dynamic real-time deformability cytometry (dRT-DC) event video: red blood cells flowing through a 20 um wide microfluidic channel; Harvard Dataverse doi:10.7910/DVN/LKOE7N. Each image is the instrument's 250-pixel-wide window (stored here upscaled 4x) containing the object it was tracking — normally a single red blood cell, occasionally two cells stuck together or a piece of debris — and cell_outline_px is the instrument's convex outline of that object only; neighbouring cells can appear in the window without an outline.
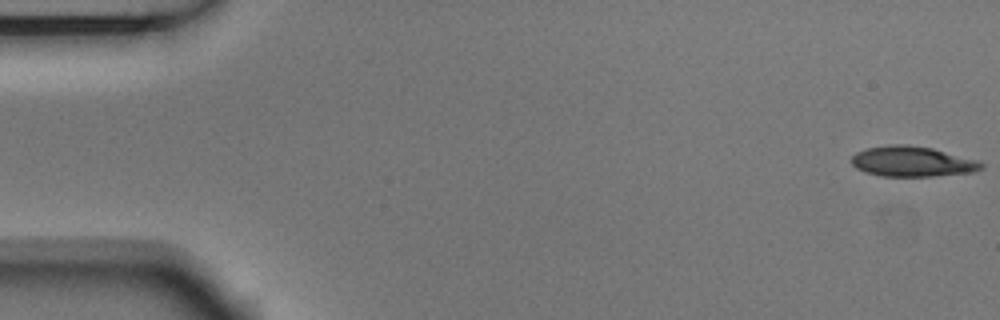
{"species": "Egyptian fruit bat (a non-hibernating species)", "species_latin": "Rousettus aegyptiacus", "temperature_condition": "room temperature", "stored_images_in_passage": 53, "camera_frame_rate_fps": 3000, "um_per_image_px": 0.085, "animal": {"sex": "male"}, "frame": {"image": 1, "passage_image": 1, "time_ms": 0.0, "image_size_px": [1000, 320], "cell_outline_px": [[984, 168], [972, 172], [932, 176], [880, 176], [856, 168], [852, 164], [852, 156], [856, 152], [868, 148], [888, 144], [908, 144], [932, 148], [976, 160], [984, 164]], "centroid_in_image_um": [77.53, 13.72], "position_along_channel_um": 7.5, "area_um2": 22.77}}
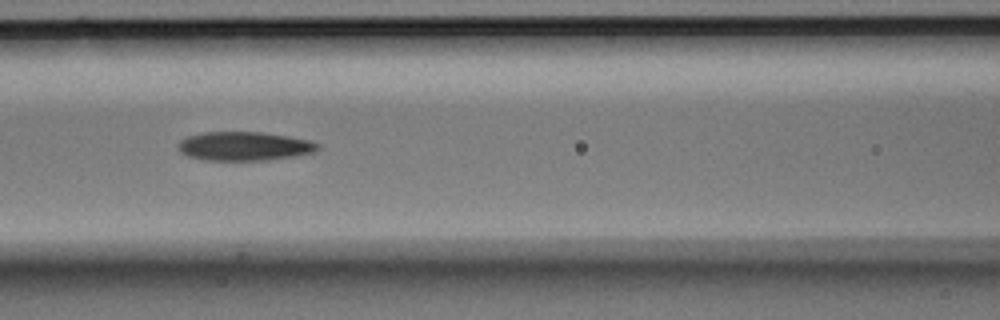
{"frame": {"image": 2, "passage_image": 23, "time_ms": 7.333, "image_size_px": [1000, 320], "cell_outline_px": [[320, 148], [312, 152], [296, 156], [268, 160], [204, 160], [188, 156], [180, 152], [180, 140], [188, 136], [204, 132], [260, 132], [288, 136], [308, 140], [320, 144]], "centroid_in_image_um": [20.78, 12.43], "position_along_channel_um": 145.8, "area_um2": 23.35}}
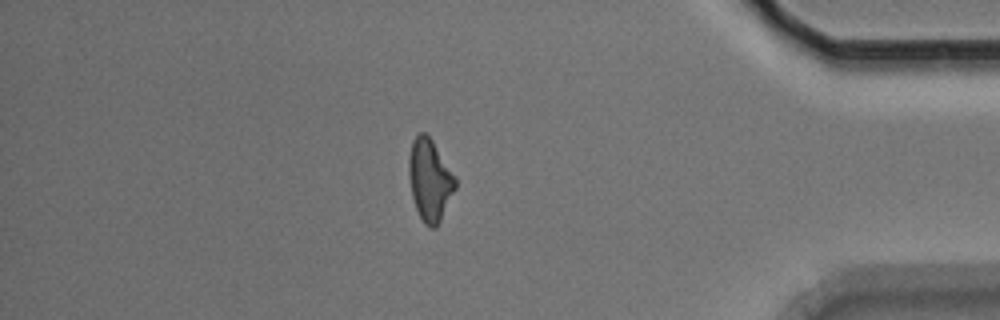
{"frame": {"image": 3, "passage_image": 46, "time_ms": 15.0, "image_size_px": [1000, 320], "cell_outline_px": [[456, 188], [436, 228], [428, 228], [424, 224], [416, 208], [412, 196], [408, 172], [408, 160], [412, 140], [420, 132], [424, 132], [432, 140], [456, 176]], "centroid_in_image_um": [36.53, 15.3], "position_along_channel_um": 398.7, "area_um2": 22.14}, "authors_computed_cell_mechanics": {"area_um2": 23.1778, "velocity_mm_per_s": 3.7522, "shape_relaxation_time_tau1_ms": 7.1635, "shape_relaxation_time_tau2_ms": 4.9931, "deformation_change_tau1": 0.1696, "deformation_change_tau2": 0.1454}}